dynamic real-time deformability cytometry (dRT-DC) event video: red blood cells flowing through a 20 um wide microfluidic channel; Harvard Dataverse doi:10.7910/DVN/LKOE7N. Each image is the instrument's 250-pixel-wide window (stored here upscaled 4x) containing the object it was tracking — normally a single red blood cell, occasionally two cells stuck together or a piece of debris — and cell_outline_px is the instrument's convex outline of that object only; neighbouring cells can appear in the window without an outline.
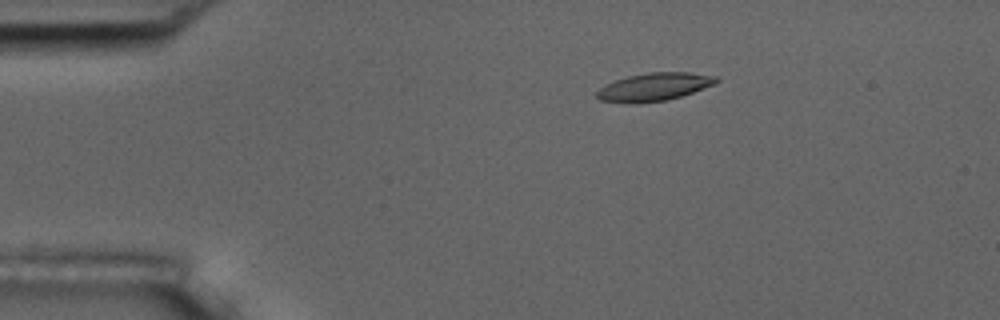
{"species": "common noctule bat (a hibernating species)", "species_latin": "Nyctalus noctula", "temperature_condition": "room temperature", "stored_images_in_passage": 9, "camera_frame_rate_fps": 3000, "um_per_image_px": 0.085, "animal": {"sex": "male", "body_mass_g": 17.5, "forearm_length_mm": 52.3}, "frame": {"image": 1, "passage_image": 2, "time_ms": 1.0, "image_size_px": [1000, 320], "cell_outline_px": [[720, 80], [712, 84], [692, 92], [680, 96], [664, 100], [628, 104], [600, 100], [596, 96], [596, 92], [600, 88], [616, 80], [628, 76], [648, 72], [688, 72], [716, 76]], "centroid_in_image_um": [55.57, 7.38], "position_along_channel_um": 29.4, "area_um2": 19.13}}
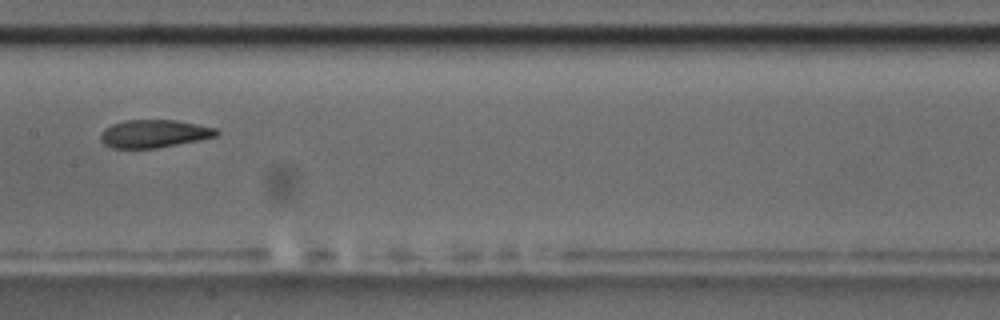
{"frame": {"image": 2, "passage_image": 7, "time_ms": 7.0, "image_size_px": [1000, 320], "cell_outline_px": [[220, 132], [216, 136], [156, 148], [112, 148], [104, 144], [100, 140], [100, 132], [104, 128], [112, 124], [124, 120], [176, 120], [216, 128]], "centroid_in_image_um": [13.04, 11.35], "position_along_channel_um": 194.4, "area_um2": 18.73}}
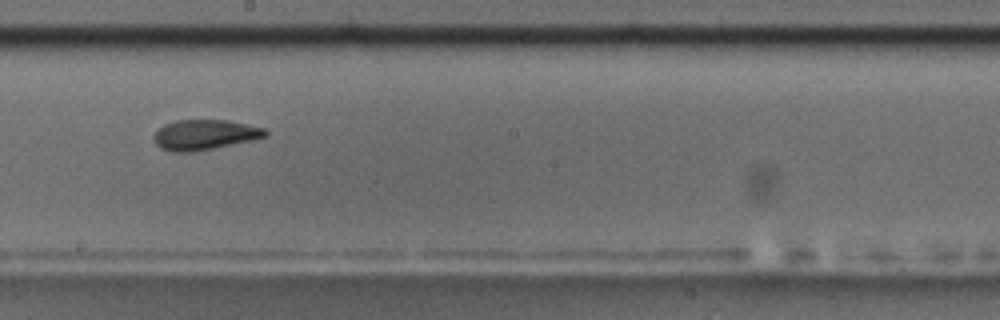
{"frame": {"image": 3, "passage_image": 8, "time_ms": 8.0, "image_size_px": [1000, 320], "cell_outline_px": [[268, 132], [264, 136], [252, 140], [192, 152], [172, 152], [160, 148], [156, 144], [152, 136], [164, 124], [176, 120], [228, 120], [264, 128]], "centroid_in_image_um": [17.35, 11.45], "position_along_channel_um": 230.9, "area_um2": 19.42}}